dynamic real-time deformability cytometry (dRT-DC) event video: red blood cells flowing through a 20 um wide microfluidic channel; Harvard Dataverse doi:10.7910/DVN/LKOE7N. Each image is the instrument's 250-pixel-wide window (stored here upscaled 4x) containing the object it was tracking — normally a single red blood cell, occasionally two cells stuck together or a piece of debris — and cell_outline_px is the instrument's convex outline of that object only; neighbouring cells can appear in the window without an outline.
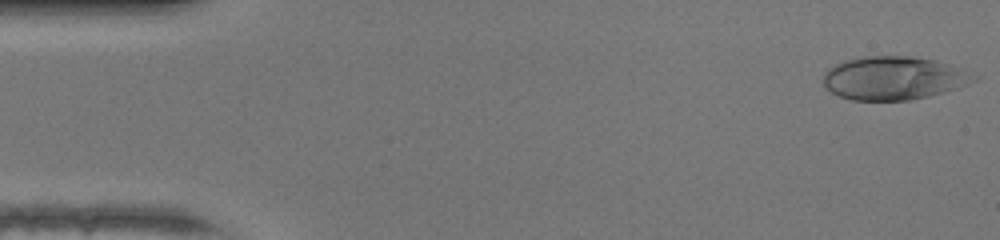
{"species": "human", "species_latin": "Homo sapiens", "temperature_condition": "warm", "stored_images_in_passage": 46, "camera_frame_rate_fps": 3000, "um_per_image_px": 0.085, "donor": {"sex": "female"}, "frame": {"image": 1, "passage_image": 1, "time_ms": 0.0, "image_size_px": [1000, 240], "cell_outline_px": [[980, 76], [976, 80], [968, 84], [944, 92], [912, 100], [852, 100], [840, 96], [832, 92], [824, 84], [824, 72], [828, 68], [844, 60], [864, 56], [912, 56], [936, 60], [948, 64]], "centroid_in_image_um": [75.97, 6.63], "position_along_channel_um": 9.0, "area_um2": 37.97}}
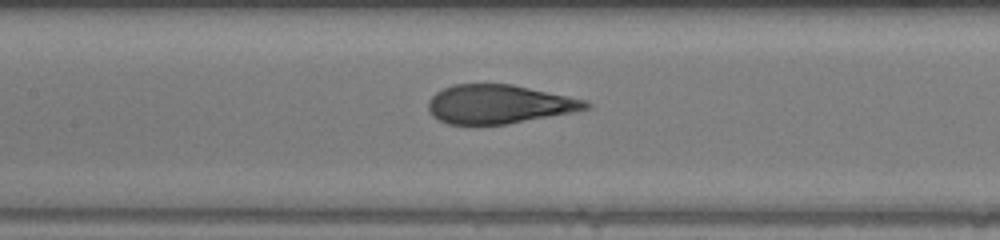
{"frame": {"image": 2, "passage_image": 21, "time_ms": 6.667, "image_size_px": [1000, 240], "cell_outline_px": [[592, 108], [572, 112], [504, 124], [448, 124], [432, 116], [428, 108], [428, 100], [436, 92], [452, 84], [512, 84], [568, 96], [584, 100], [592, 104]], "centroid_in_image_um": [42.39, 8.85], "position_along_channel_um": 165.0, "area_um2": 35.37}}
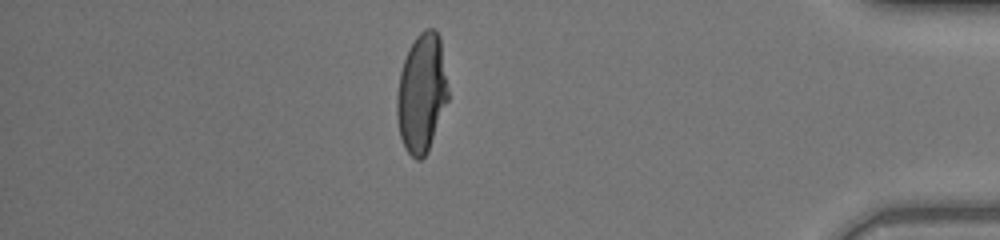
{"frame": {"image": 3, "passage_image": 40, "time_ms": 13.0, "image_size_px": [1000, 240], "cell_outline_px": [[448, 100], [428, 152], [420, 160], [416, 160], [408, 152], [400, 136], [396, 116], [396, 96], [400, 72], [408, 48], [416, 36], [424, 28], [436, 28], [440, 36], [448, 92]], "centroid_in_image_um": [35.83, 7.89], "position_along_channel_um": 399.4, "area_um2": 35.6}, "authors_computed_cell_mechanics": {"area_um2": 36.5007, "velocity_mm_per_s": 4.3828, "shape_relaxation_time_tau1_ms": 9.4474, "shape_relaxation_time_tau2_ms": null, "deformation_change_tau1": 0.3929, "deformation_change_tau2": null}}